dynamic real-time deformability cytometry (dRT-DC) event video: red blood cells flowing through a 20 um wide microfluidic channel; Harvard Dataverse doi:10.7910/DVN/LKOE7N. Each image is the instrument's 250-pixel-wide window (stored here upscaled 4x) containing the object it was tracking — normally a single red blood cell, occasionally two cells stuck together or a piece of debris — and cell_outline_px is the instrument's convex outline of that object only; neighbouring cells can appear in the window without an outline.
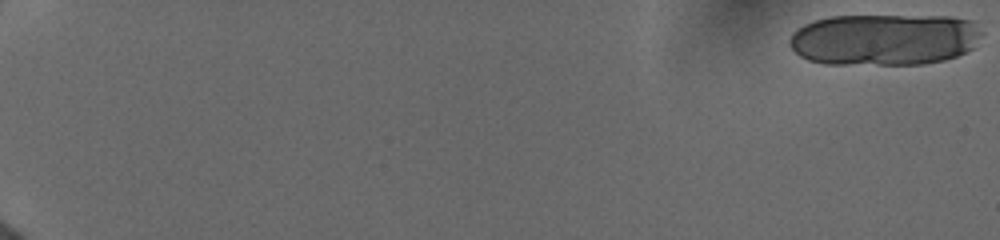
{"species": "human", "species_latin": "Homo sapiens", "temperature_condition": "cold", "stored_images_in_passage": 34, "camera_frame_rate_fps": 3000, "um_per_image_px": 0.085, "donor": {"sex": "female"}, "frame": {"image": 1, "passage_image": 1, "time_ms": 0.0, "image_size_px": [1000, 240], "cell_outline_px": [[984, 32], [972, 48], [956, 56], [944, 60], [924, 64], [824, 64], [808, 60], [800, 56], [792, 48], [788, 40], [792, 32], [796, 28], [804, 24], [816, 20], [832, 16], [952, 16], [972, 20]], "centroid_in_image_um": [75.17, 3.35], "position_along_channel_um": 9.8, "area_um2": 58.38}}
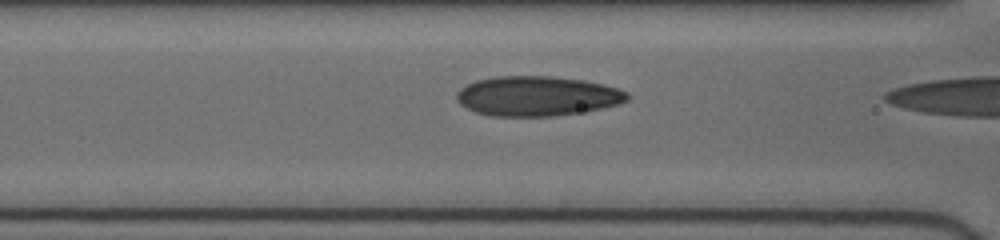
{"frame": {"image": 2, "passage_image": 33, "time_ms": 8.0, "image_size_px": [1000, 240], "cell_outline_px": [[632, 96], [628, 100], [620, 104], [584, 112], [552, 116], [492, 116], [476, 112], [460, 104], [456, 100], [456, 92], [460, 88], [476, 80], [492, 76], [552, 76], [584, 80], [604, 84], [628, 92]], "centroid_in_image_um": [45.68, 8.16], "position_along_channel_um": 120.9, "area_um2": 39.94}}